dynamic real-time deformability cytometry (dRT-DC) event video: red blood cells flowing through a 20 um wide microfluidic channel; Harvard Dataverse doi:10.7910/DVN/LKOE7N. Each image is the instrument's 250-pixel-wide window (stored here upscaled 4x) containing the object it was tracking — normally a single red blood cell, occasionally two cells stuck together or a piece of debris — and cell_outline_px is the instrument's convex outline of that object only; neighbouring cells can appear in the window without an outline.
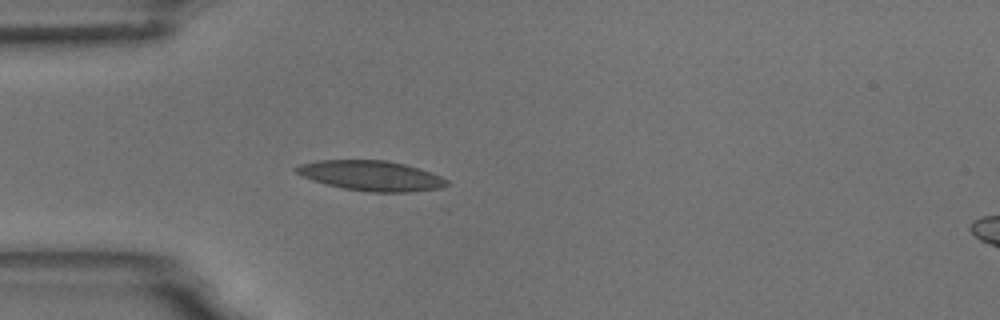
{"species": "common noctule bat (a hibernating species)", "species_latin": "Nyctalus noctula", "temperature_condition": "room temperature", "stored_images_in_passage": 2, "segment_of_instrument_passage": [1, 2], "camera_frame_rate_fps": 3000, "um_per_image_px": 0.085, "animal": {"sex": "male", "body_mass_g": 18.8}, "frame": {"image": 1, "passage_image": 1, "time_ms": 0.0, "image_size_px": [1000, 320], "cell_outline_px": [[452, 184], [440, 188], [412, 192], [368, 192], [344, 188], [312, 180], [296, 172], [292, 168], [300, 164], [316, 160], [384, 160], [404, 164], [440, 176], [448, 180]], "centroid_in_image_um": [31.55, 14.94], "position_along_channel_um": 53.5, "area_um2": 26.24}}